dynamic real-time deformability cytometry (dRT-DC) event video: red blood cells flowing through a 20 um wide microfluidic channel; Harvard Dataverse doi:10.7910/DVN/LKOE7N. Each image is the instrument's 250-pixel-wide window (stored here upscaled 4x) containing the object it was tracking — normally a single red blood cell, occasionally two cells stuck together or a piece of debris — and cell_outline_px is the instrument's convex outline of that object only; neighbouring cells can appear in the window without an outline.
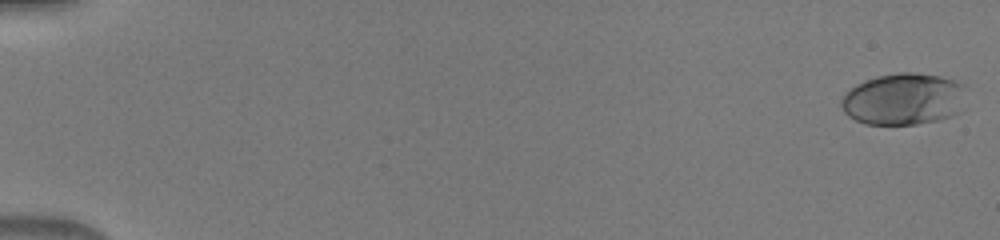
{"species": "human", "species_latin": "Homo sapiens", "temperature_condition": "warm", "stored_images_in_passage": 11, "camera_frame_rate_fps": 3000, "um_per_image_px": 0.085, "donor": {"sex": "male"}, "frame": {"image": 1, "passage_image": 1, "time_ms": 0.0, "image_size_px": [1000, 240], "cell_outline_px": [[968, 88], [956, 112], [948, 116], [936, 120], [916, 124], [864, 124], [848, 116], [844, 112], [840, 104], [840, 100], [856, 84], [864, 80], [876, 76], [900, 72], [916, 72], [940, 76], [964, 84]], "centroid_in_image_um": [76.77, 8.4], "position_along_channel_um": 8.2, "area_um2": 37.51}}